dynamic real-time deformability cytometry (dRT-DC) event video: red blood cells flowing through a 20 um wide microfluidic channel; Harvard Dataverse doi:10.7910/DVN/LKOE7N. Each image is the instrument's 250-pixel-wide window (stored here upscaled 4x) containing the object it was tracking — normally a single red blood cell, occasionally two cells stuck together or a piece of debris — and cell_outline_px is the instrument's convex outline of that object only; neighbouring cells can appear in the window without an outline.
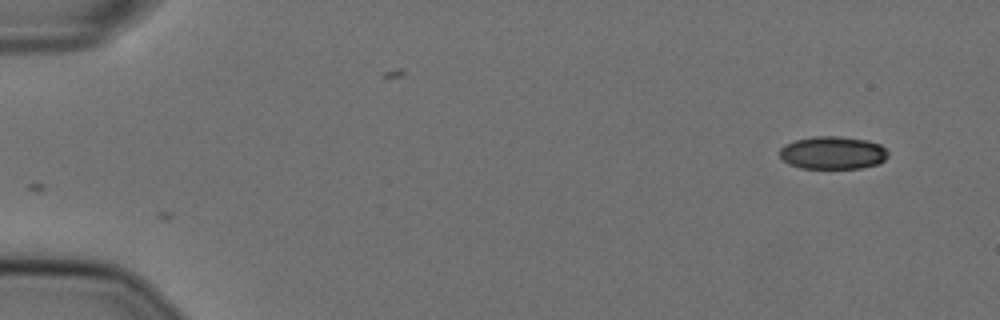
{"species": "Egyptian fruit bat (a non-hibernating species)", "species_latin": "Rousettus aegyptiacus", "temperature_condition": "cold", "stored_images_in_passage": 13, "camera_frame_rate_fps": 3000, "um_per_image_px": 0.085, "animal": {"sex": "female"}, "frame": {"image": 1, "passage_image": 1, "time_ms": 0.0, "image_size_px": [1000, 320], "cell_outline_px": [[888, 156], [880, 164], [860, 168], [800, 168], [788, 164], [780, 156], [780, 148], [784, 144], [796, 140], [812, 136], [840, 136], [868, 140], [880, 144], [888, 152]], "centroid_in_image_um": [70.79, 12.98], "position_along_channel_um": 14.2, "area_um2": 20.92}}